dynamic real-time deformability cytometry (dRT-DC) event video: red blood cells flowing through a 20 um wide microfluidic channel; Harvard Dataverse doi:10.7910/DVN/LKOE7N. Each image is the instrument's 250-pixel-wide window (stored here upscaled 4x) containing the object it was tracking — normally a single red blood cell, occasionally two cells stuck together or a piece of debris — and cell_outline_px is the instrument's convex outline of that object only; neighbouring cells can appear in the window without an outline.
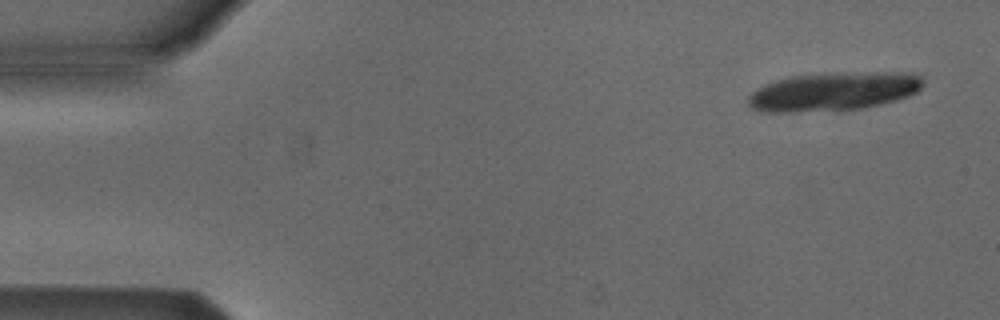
{"species": "Egyptian fruit bat (a non-hibernating species)", "species_latin": "Rousettus aegyptiacus", "temperature_condition": "cold", "stored_images_in_passage": 5, "camera_frame_rate_fps": 3000, "um_per_image_px": 0.085, "animal": {"sex": "male"}, "frame": {"image": 1, "passage_image": 1, "time_ms": 0.0, "image_size_px": [1000, 320], "cell_outline_px": [[924, 84], [916, 92], [908, 96], [896, 100], [864, 108], [796, 112], [760, 112], [752, 108], [748, 104], [748, 96], [756, 88], [764, 84], [788, 76], [840, 72], [916, 72], [924, 80]], "centroid_in_image_um": [70.86, 7.76], "position_along_channel_um": 14.1, "area_um2": 39.77}}
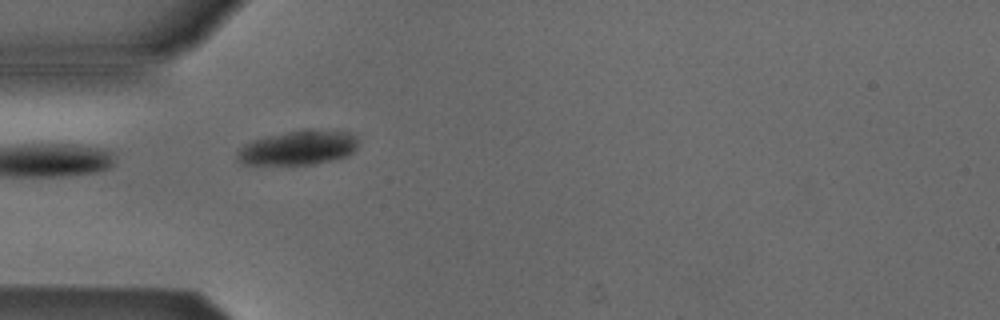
{"frame": {"image": 2, "passage_image": 4, "time_ms": 4.333, "image_size_px": [1000, 320], "cell_outline_px": [[356, 148], [348, 156], [312, 164], [244, 164], [236, 160], [236, 152], [244, 144], [252, 140], [268, 136], [288, 132], [352, 132], [356, 136]], "centroid_in_image_um": [25.28, 12.6], "position_along_channel_um": 59.7, "area_um2": 23.35}}